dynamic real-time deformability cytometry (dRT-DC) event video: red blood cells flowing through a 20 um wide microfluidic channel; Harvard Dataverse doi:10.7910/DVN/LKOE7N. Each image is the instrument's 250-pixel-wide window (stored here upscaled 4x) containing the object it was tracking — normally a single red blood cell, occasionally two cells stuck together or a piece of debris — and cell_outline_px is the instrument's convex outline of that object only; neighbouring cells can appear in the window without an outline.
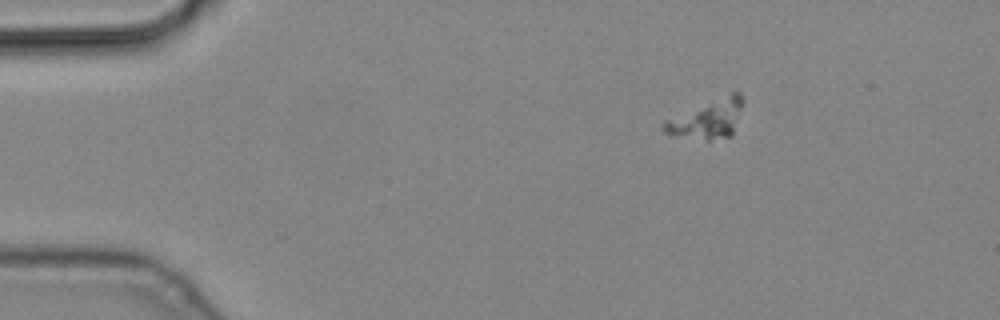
{"species": "common noctule bat (a hibernating species)", "species_latin": "Nyctalus noctula", "temperature_condition": "cold", "stored_images_in_passage": 4, "camera_frame_rate_fps": 3000, "um_per_image_px": 0.085, "animal": {"sex": "male", "body_mass_g": 19.2, "forearm_length_mm": 51.8}, "frame": {"image": 1, "passage_image": 1, "time_ms": 0.0, "image_size_px": [1000, 320], "cell_outline_px": [[744, 100], [732, 136], [708, 140], [664, 132], [660, 124], [664, 120], [732, 92], [740, 92]], "centroid_in_image_um": [60.16, 10.1], "position_along_channel_um": 24.8, "area_um2": 17.4}}